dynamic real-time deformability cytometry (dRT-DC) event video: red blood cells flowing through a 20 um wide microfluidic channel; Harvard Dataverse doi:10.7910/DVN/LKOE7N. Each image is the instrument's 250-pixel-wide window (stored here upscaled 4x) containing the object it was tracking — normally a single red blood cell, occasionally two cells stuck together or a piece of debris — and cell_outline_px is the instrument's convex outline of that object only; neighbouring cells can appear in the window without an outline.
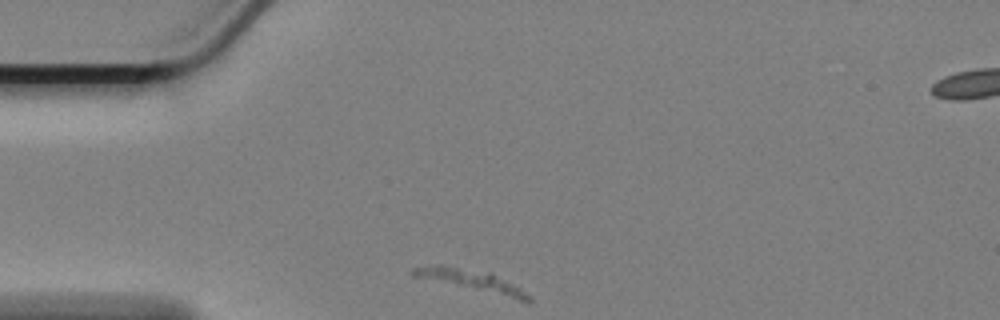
{"species": "Egyptian fruit bat (a non-hibernating species)", "species_latin": "Rousettus aegyptiacus", "temperature_condition": "cold", "stored_images_in_passage": 34, "camera_frame_rate_fps": 3000, "um_per_image_px": 0.085, "animal": {"sex": "female"}, "frame": {"image": 1, "passage_image": 1, "time_ms": 0.0, "image_size_px": [1000, 320], "cell_outline_px": [[532, 300], [524, 304], [412, 276], [408, 272], [412, 268], [436, 264], [444, 264], [492, 272], [520, 288], [532, 296]], "centroid_in_image_um": [40.15, 23.91], "position_along_channel_um": 44.8, "area_um2": 15.95}}
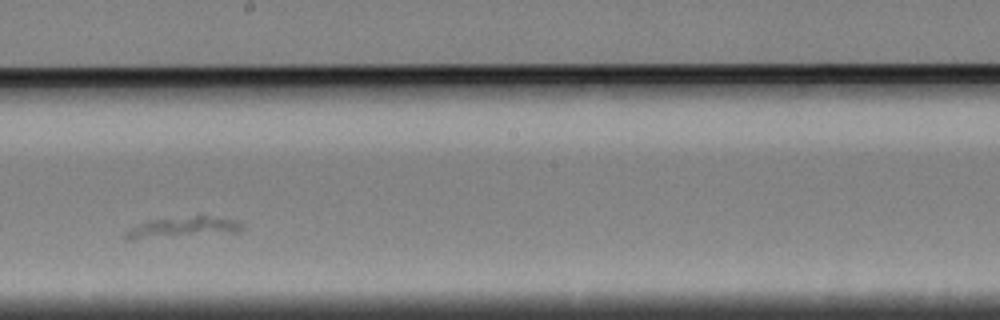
{"frame": {"image": 2, "passage_image": 20, "time_ms": 6.333, "image_size_px": [1000, 320], "cell_outline_px": [[244, 228], [240, 232], [132, 240], [124, 240], [124, 232], [128, 228], [148, 220], [196, 216], [208, 216], [236, 220], [244, 224]], "centroid_in_image_um": [15.5, 19.35], "position_along_channel_um": 232.7, "area_um2": 14.39}}
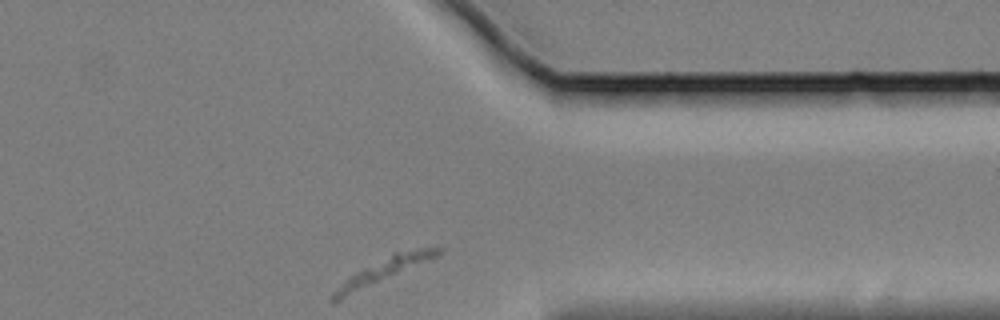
{"frame": {"image": 3, "passage_image": 34, "time_ms": 11.0, "image_size_px": [1000, 320], "cell_outline_px": [[444, 248], [440, 256], [336, 304], [332, 304], [328, 300], [332, 292], [356, 272], [392, 252], [420, 248]], "centroid_in_image_um": [32.58, 23.09], "position_along_channel_um": 378.8, "area_um2": 16.01}}